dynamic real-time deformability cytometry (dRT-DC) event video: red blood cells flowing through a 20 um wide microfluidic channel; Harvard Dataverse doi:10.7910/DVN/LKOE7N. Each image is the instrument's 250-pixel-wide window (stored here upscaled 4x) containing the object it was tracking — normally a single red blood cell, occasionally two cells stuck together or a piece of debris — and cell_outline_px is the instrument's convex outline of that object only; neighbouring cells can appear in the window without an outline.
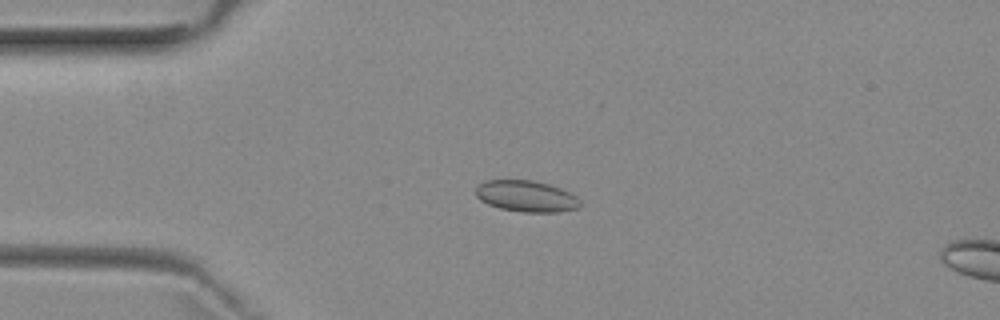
{"species": "common noctule bat (a hibernating species)", "species_latin": "Nyctalus noctula", "temperature_condition": "room temperature", "stored_images_in_passage": 5, "camera_frame_rate_fps": 3000, "um_per_image_px": 0.085, "animal": {"sex": "female", "body_mass_g": 29.2, "forearm_length_mm": 56.3}, "frame": {"image": 1, "passage_image": 2, "time_ms": 2.0, "image_size_px": [1000, 320], "cell_outline_px": [[580, 208], [560, 212], [524, 212], [500, 208], [488, 204], [480, 200], [476, 196], [476, 188], [484, 180], [532, 180], [548, 184], [560, 188], [576, 196], [580, 200]], "centroid_in_image_um": [44.74, 16.68], "position_along_channel_um": 40.3, "area_um2": 19.02}}
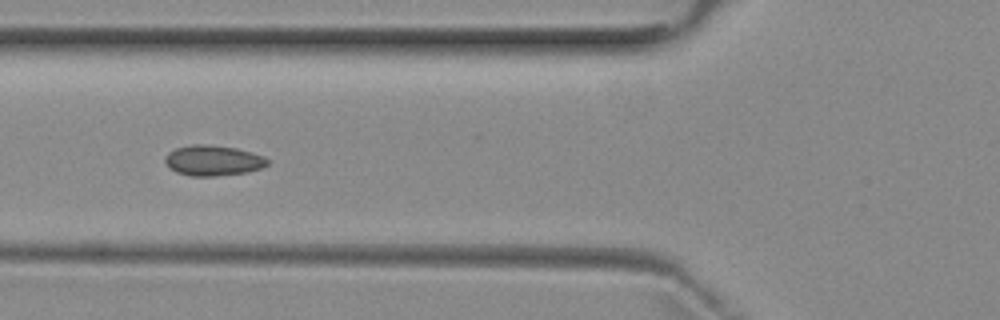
{"frame": {"image": 2, "passage_image": 4, "time_ms": 4.333, "image_size_px": [1000, 320], "cell_outline_px": [[268, 164], [264, 168], [248, 172], [212, 176], [188, 176], [176, 172], [164, 160], [164, 156], [168, 152], [176, 148], [192, 144], [208, 144], [236, 148], [264, 156], [268, 160]], "centroid_in_image_um": [18.12, 13.64], "position_along_channel_um": 107.7, "area_um2": 18.21}}
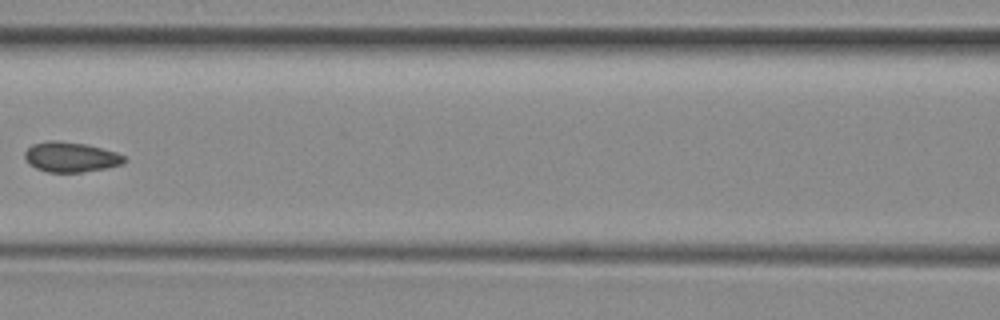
{"frame": {"image": 3, "passage_image": 5, "time_ms": 5.667, "image_size_px": [1000, 320], "cell_outline_px": [[128, 160], [124, 164], [108, 168], [80, 172], [48, 172], [36, 168], [28, 164], [24, 156], [24, 152], [32, 144], [52, 140], [56, 140], [84, 144], [116, 152], [124, 156]], "centroid_in_image_um": [6.02, 13.36], "position_along_channel_um": 160.6, "area_um2": 17.46}}